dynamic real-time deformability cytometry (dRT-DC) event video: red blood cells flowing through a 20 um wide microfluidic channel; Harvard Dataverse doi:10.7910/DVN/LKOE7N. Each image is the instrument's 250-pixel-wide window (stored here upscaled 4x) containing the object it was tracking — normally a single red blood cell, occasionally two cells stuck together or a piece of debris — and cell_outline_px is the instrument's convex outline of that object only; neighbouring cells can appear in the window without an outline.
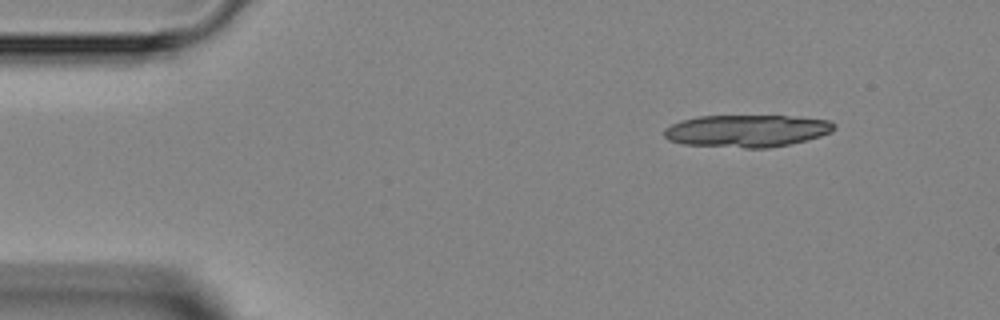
{"species": "Egyptian fruit bat (a non-hibernating species)", "species_latin": "Rousettus aegyptiacus", "temperature_condition": "room temperature", "stored_images_in_passage": 5, "segment_of_instrument_passage": [1, 2], "camera_frame_rate_fps": 3000, "um_per_image_px": 0.085, "animal": {"sex": "female"}, "frame": {"image": 1, "passage_image": 1, "time_ms": 0.0, "image_size_px": [1000, 320], "cell_outline_px": [[836, 128], [832, 132], [820, 136], [788, 144], [768, 148], [744, 148], [684, 144], [668, 140], [664, 136], [664, 128], [680, 120], [700, 116], [788, 116], [828, 120], [836, 124]], "centroid_in_image_um": [63.46, 11.12], "position_along_channel_um": 21.5, "area_um2": 31.91}}